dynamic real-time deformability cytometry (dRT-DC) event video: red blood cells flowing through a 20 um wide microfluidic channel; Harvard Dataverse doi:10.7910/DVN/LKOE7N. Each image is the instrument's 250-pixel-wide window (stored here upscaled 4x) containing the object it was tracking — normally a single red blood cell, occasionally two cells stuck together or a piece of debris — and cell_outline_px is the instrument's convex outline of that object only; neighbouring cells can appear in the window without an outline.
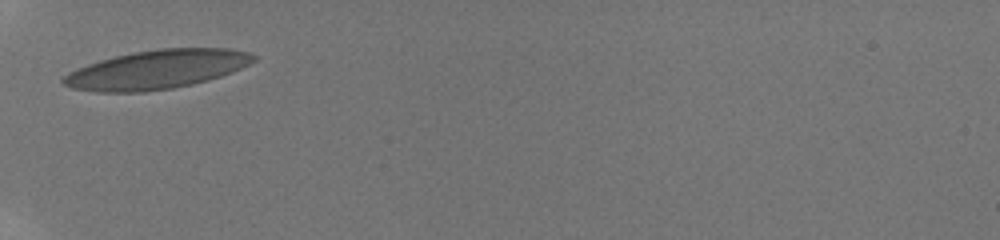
{"species": "human", "species_latin": "Homo sapiens", "temperature_condition": "room temperature", "stored_images_in_passage": 18, "camera_frame_rate_fps": 3000, "um_per_image_px": 0.085, "donor": {"sex": "male"}, "frame": {"image": 1, "passage_image": 1, "time_ms": 0.0, "image_size_px": [1000, 240], "cell_outline_px": [[256, 60], [232, 72], [208, 80], [192, 84], [172, 88], [144, 92], [96, 92], [72, 88], [64, 84], [60, 80], [64, 76], [88, 64], [100, 60], [132, 52], [160, 48], [228, 48], [248, 52], [256, 56]], "centroid_in_image_um": [13.35, 5.91], "position_along_channel_um": 71.7, "area_um2": 42.83}}
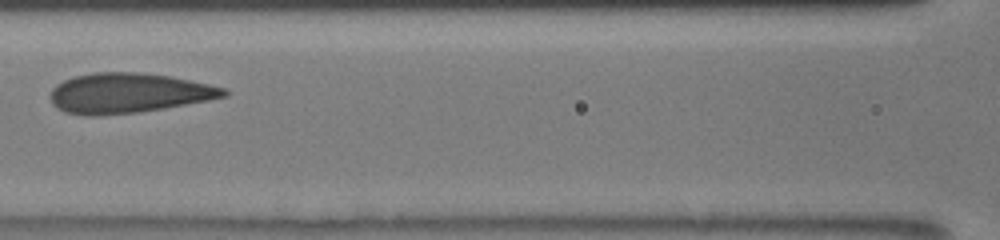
{"frame": {"image": 2, "passage_image": 7, "time_ms": 2.333, "image_size_px": [1000, 240], "cell_outline_px": [[228, 96], [208, 100], [164, 108], [140, 112], [96, 116], [88, 116], [64, 112], [56, 108], [52, 104], [48, 96], [52, 88], [56, 84], [64, 80], [76, 76], [92, 72], [140, 72], [168, 76], [208, 84], [224, 88], [228, 92]], "centroid_in_image_um": [10.85, 7.92], "position_along_channel_um": 155.8, "area_um2": 40.52}}
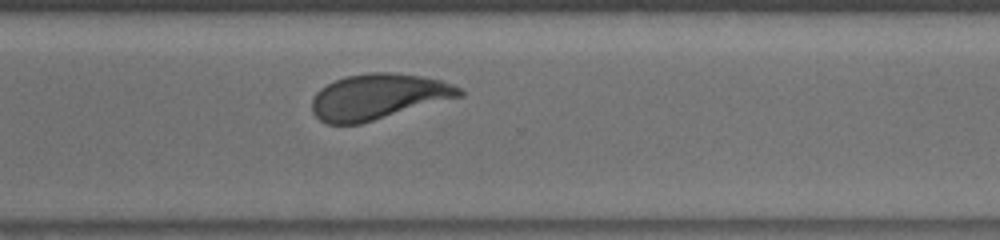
{"frame": {"image": 3, "passage_image": 18, "time_ms": 7.0, "image_size_px": [1000, 240], "cell_outline_px": [[464, 96], [360, 124], [328, 124], [320, 120], [312, 112], [312, 100], [316, 92], [320, 88], [344, 76], [368, 72], [396, 72], [420, 76], [440, 80], [452, 84], [460, 88], [464, 92]], "centroid_in_image_um": [32.15, 8.21], "position_along_channel_um": 338.4, "area_um2": 39.3}}